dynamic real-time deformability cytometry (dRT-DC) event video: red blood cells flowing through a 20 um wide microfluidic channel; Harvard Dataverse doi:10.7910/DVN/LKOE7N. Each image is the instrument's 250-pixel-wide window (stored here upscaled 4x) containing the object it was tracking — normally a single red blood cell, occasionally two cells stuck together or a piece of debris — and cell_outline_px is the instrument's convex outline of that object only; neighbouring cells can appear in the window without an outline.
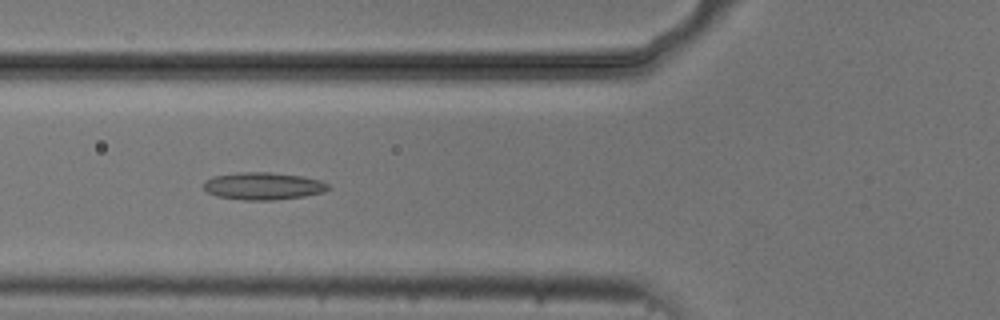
{"species": "common noctule bat (a hibernating species)", "species_latin": "Nyctalus noctula", "temperature_condition": "cold", "stored_images_in_passage": 5, "camera_frame_rate_fps": 3000, "um_per_image_px": 0.085, "animal": {"sex": "male", "body_mass_g": 20.5, "forearm_length_mm": 52.5}, "frame": {"image": 1, "passage_image": 5, "time_ms": 4.667, "image_size_px": [1000, 320], "cell_outline_px": [[328, 188], [324, 192], [304, 196], [272, 200], [240, 200], [216, 196], [208, 192], [204, 188], [204, 180], [212, 176], [236, 172], [272, 172], [300, 176], [320, 180], [328, 184]], "centroid_in_image_um": [22.32, 15.81], "position_along_channel_um": 103.5, "area_um2": 19.94}}